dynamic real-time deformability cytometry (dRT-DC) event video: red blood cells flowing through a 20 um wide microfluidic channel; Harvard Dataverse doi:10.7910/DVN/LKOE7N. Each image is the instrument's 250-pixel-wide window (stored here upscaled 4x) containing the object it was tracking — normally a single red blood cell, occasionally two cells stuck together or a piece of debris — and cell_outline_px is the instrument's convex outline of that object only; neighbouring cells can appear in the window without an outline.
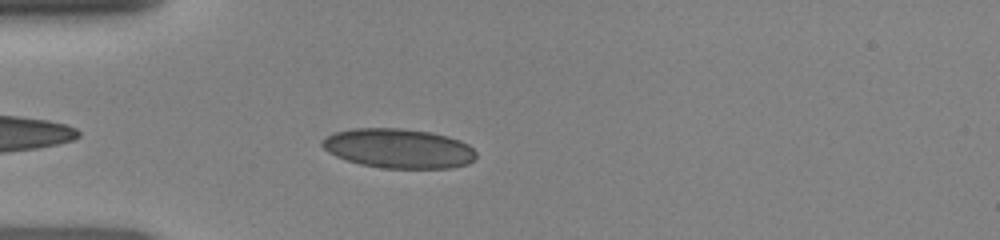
{"species": "human", "species_latin": "Homo sapiens", "temperature_condition": "room temperature", "stored_images_in_passage": 37, "camera_frame_rate_fps": 3000, "um_per_image_px": 0.085, "donor": {"sex": "female"}, "frame": {"image": 1, "passage_image": 3, "time_ms": 0.667, "image_size_px": [1000, 240], "cell_outline_px": [[476, 160], [468, 164], [452, 168], [380, 168], [360, 164], [336, 156], [328, 152], [320, 144], [320, 140], [332, 132], [352, 128], [400, 128], [432, 132], [448, 136], [460, 140], [468, 144], [476, 152]], "centroid_in_image_um": [33.87, 12.61], "position_along_channel_um": 51.1, "area_um2": 35.89}}
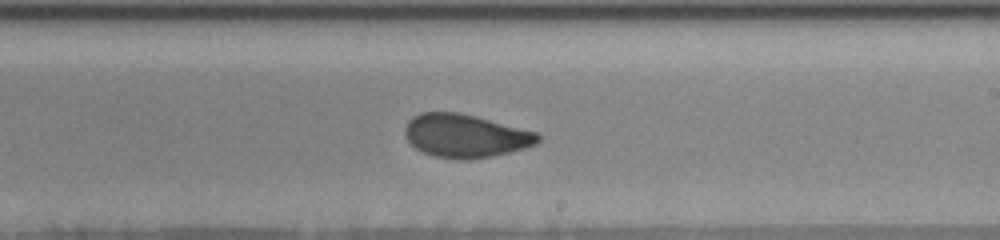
{"frame": {"image": 2, "passage_image": 18, "time_ms": 5.667, "image_size_px": [1000, 240], "cell_outline_px": [[540, 140], [536, 144], [524, 148], [492, 156], [468, 160], [456, 160], [436, 156], [424, 152], [416, 148], [404, 136], [404, 128], [408, 120], [412, 116], [420, 112], [460, 112], [476, 116], [536, 132], [540, 136]], "centroid_in_image_um": [39.53, 11.54], "position_along_channel_um": 249.5, "area_um2": 33.58}}
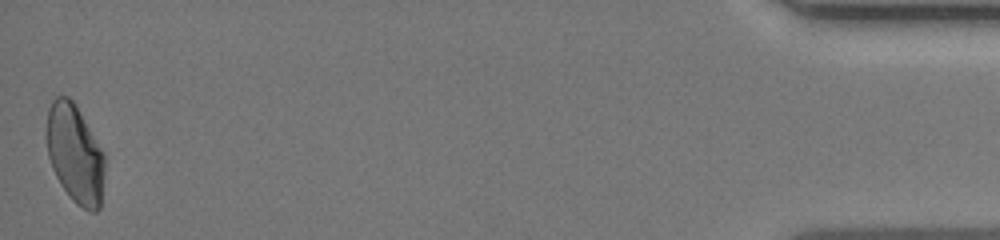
{"frame": {"image": 3, "passage_image": 37, "time_ms": 12.0, "image_size_px": [1000, 240], "cell_outline_px": [[104, 172], [100, 208], [96, 212], [88, 212], [76, 204], [72, 200], [60, 184], [52, 168], [48, 156], [48, 108], [52, 100], [56, 96], [68, 96], [76, 104], [104, 152]], "centroid_in_image_um": [6.39, 13.1], "position_along_channel_um": 428.8, "area_um2": 33.35}}